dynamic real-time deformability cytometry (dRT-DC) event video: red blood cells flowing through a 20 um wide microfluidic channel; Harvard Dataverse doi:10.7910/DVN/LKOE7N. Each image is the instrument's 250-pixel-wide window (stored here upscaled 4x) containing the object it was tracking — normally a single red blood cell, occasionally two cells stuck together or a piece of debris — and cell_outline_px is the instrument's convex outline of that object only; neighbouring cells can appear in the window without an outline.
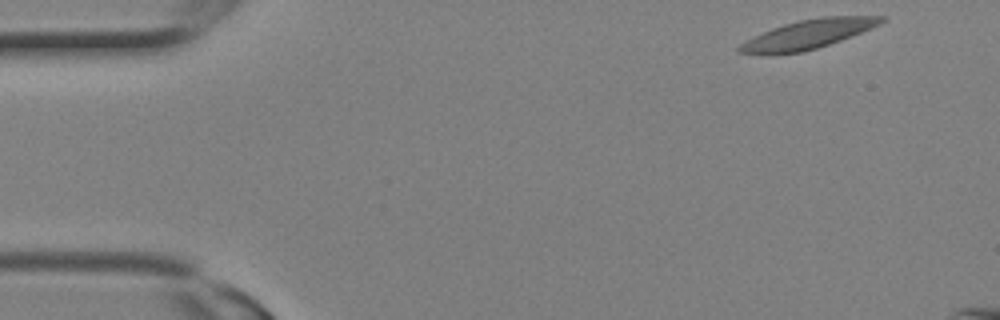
{"species": "Egyptian fruit bat (a non-hibernating species)", "species_latin": "Rousettus aegyptiacus", "temperature_condition": "room temperature", "stored_images_in_passage": 3, "camera_frame_rate_fps": 3000, "um_per_image_px": 0.085, "animal": {"sex": "female"}, "frame": {"image": 1, "passage_image": 1, "time_ms": 0.0, "image_size_px": [1000, 320], "cell_outline_px": [[888, 20], [872, 28], [852, 36], [804, 52], [736, 52], [736, 48], [740, 44], [772, 28], [784, 24], [800, 20], [824, 16], [888, 16]], "centroid_in_image_um": [68.82, 2.87], "position_along_channel_um": 16.2, "area_um2": 23.24}}